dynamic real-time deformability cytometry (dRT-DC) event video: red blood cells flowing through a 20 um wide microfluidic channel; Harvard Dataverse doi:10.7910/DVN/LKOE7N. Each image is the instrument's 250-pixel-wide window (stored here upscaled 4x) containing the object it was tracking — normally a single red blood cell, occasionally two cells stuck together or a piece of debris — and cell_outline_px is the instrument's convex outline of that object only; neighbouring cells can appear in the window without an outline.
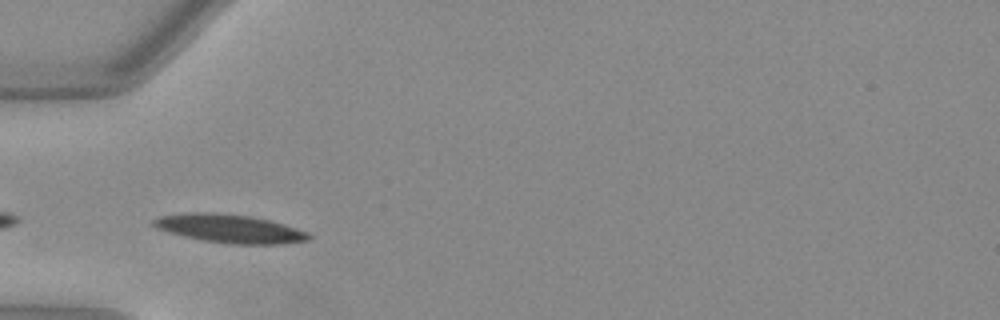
{"species": "Egyptian fruit bat (a non-hibernating species)", "species_latin": "Rousettus aegyptiacus", "temperature_condition": "warm", "stored_images_in_passage": 5, "camera_frame_rate_fps": 3000, "um_per_image_px": 0.085, "animal": {"sex": "female"}, "frame": {"image": 1, "passage_image": 1, "time_ms": 0.0, "image_size_px": [1000, 320], "cell_outline_px": [[312, 236], [308, 240], [280, 244], [228, 244], [200, 240], [168, 232], [156, 228], [152, 224], [152, 220], [160, 216], [192, 212], [216, 212], [248, 216], [268, 220], [284, 224], [308, 232]], "centroid_in_image_um": [19.51, 19.43], "position_along_channel_um": 65.5, "area_um2": 25.72}}